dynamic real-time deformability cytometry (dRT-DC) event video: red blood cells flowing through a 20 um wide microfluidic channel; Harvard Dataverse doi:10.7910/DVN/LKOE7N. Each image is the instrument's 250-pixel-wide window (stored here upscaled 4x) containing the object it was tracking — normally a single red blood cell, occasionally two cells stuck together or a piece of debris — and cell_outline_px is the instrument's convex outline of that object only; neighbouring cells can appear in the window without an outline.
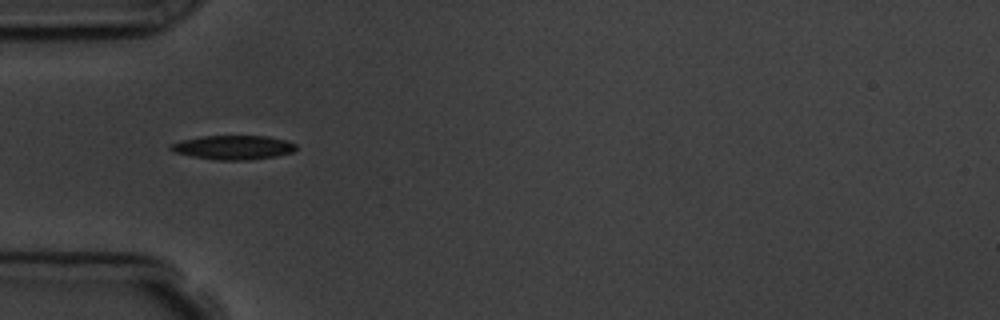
{"species": "common noctule bat (a hibernating species)", "species_latin": "Nyctalus noctula", "temperature_condition": "room temperature", "stored_images_in_passage": 3, "camera_frame_rate_fps": 3000, "um_per_image_px": 0.085, "animal": {"sex": "male", "body_mass_g": 19.5, "forearm_length_mm": 54.6}, "frame": {"image": 1, "passage_image": 1, "time_ms": 0.0, "image_size_px": [1000, 320], "cell_outline_px": [[296, 148], [292, 152], [276, 156], [248, 160], [216, 160], [192, 156], [172, 152], [168, 148], [168, 144], [180, 140], [200, 136], [268, 136], [288, 140], [296, 144]], "centroid_in_image_um": [19.78, 12.52], "position_along_channel_um": 65.2, "area_um2": 17.86}}